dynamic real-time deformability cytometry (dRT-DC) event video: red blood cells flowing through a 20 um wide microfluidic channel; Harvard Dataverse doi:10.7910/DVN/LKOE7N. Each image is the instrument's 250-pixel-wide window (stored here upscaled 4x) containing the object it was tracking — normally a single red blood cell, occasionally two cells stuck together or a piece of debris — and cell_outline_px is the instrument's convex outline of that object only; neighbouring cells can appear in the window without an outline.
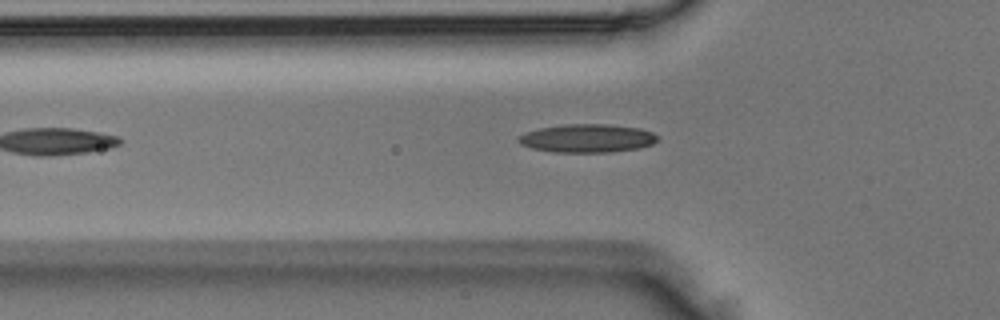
{"species": "Egyptian fruit bat (a non-hibernating species)", "species_latin": "Rousettus aegyptiacus", "temperature_condition": "room temperature", "stored_images_in_passage": 6, "camera_frame_rate_fps": 3000, "um_per_image_px": 0.085, "animal": {"sex": "male"}, "frame": {"image": 1, "passage_image": 5, "time_ms": 1.333, "image_size_px": [1000, 320], "cell_outline_px": [[660, 136], [652, 144], [636, 148], [612, 152], [552, 152], [532, 148], [520, 144], [516, 140], [516, 136], [524, 132], [540, 128], [568, 124], [608, 124], [640, 128], [652, 132]], "centroid_in_image_um": [49.88, 11.75], "position_along_channel_um": 75.9, "area_um2": 23.06}}
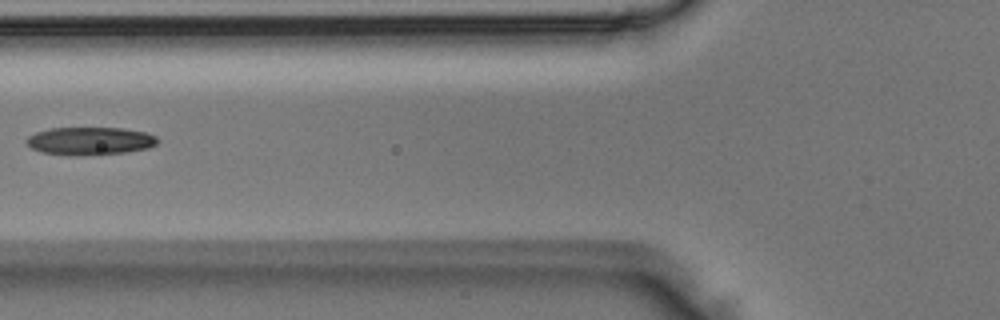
{"frame": {"image": 2, "passage_image": 6, "time_ms": 1.667, "image_size_px": [1000, 320], "cell_outline_px": [[160, 140], [156, 144], [148, 148], [128, 152], [76, 156], [68, 156], [40, 152], [32, 148], [24, 140], [28, 136], [36, 132], [52, 128], [124, 128], [144, 132], [156, 136]], "centroid_in_image_um": [7.64, 11.99], "position_along_channel_um": 118.2, "area_um2": 21.5}}